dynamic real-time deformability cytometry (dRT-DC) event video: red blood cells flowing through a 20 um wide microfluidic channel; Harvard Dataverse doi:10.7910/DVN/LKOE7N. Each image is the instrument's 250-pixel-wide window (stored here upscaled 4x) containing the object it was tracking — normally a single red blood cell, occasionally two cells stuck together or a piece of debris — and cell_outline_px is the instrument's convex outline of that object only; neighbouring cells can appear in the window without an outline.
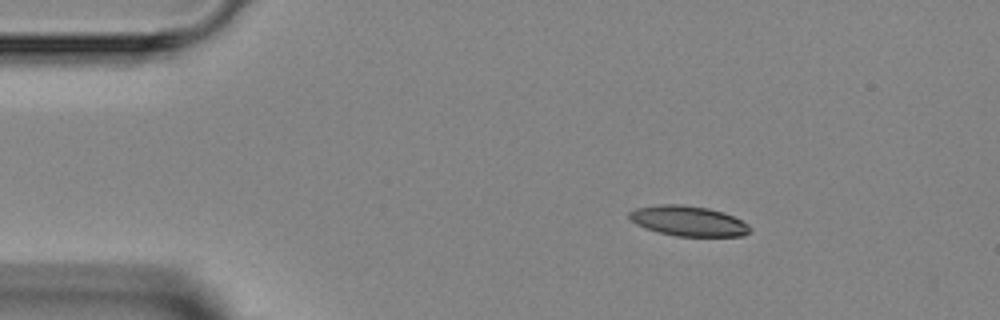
{"species": "Egyptian fruit bat (a non-hibernating species)", "species_latin": "Rousettus aegyptiacus", "temperature_condition": "room temperature", "stored_images_in_passage": 5, "camera_frame_rate_fps": 3000, "um_per_image_px": 0.085, "animal": {"sex": "female"}, "frame": {"image": 1, "passage_image": 3, "time_ms": 2.0, "image_size_px": [1000, 320], "cell_outline_px": [[752, 228], [744, 236], [676, 236], [656, 232], [644, 228], [628, 220], [628, 212], [636, 208], [660, 204], [680, 204], [708, 208], [724, 212], [748, 224]], "centroid_in_image_um": [58.46, 18.78], "position_along_channel_um": 26.5, "area_um2": 21.39}}
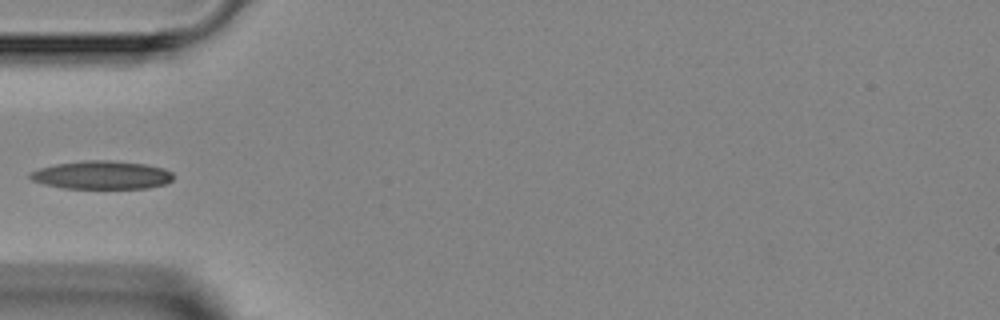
{"frame": {"image": 2, "passage_image": 4, "time_ms": 4.667, "image_size_px": [1000, 320], "cell_outline_px": [[172, 180], [164, 184], [148, 188], [64, 188], [44, 184], [32, 180], [28, 176], [32, 172], [40, 168], [56, 164], [84, 160], [108, 160], [144, 164], [164, 168], [172, 172]], "centroid_in_image_um": [8.65, 14.87], "position_along_channel_um": 76.3, "area_um2": 23.41}}
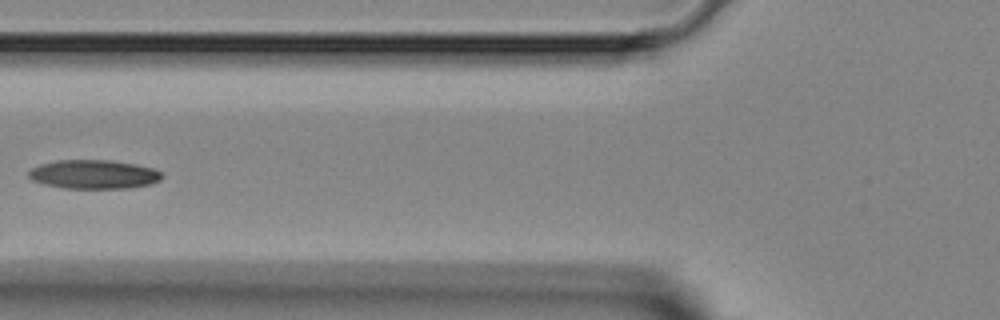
{"frame": {"image": 3, "passage_image": 5, "time_ms": 5.667, "image_size_px": [1000, 320], "cell_outline_px": [[164, 176], [160, 180], [148, 184], [128, 188], [64, 188], [44, 184], [32, 180], [28, 176], [28, 172], [32, 168], [40, 164], [56, 160], [112, 160], [136, 164], [152, 168], [160, 172]], "centroid_in_image_um": [7.95, 14.81], "position_along_channel_um": 117.8, "area_um2": 22.43}}